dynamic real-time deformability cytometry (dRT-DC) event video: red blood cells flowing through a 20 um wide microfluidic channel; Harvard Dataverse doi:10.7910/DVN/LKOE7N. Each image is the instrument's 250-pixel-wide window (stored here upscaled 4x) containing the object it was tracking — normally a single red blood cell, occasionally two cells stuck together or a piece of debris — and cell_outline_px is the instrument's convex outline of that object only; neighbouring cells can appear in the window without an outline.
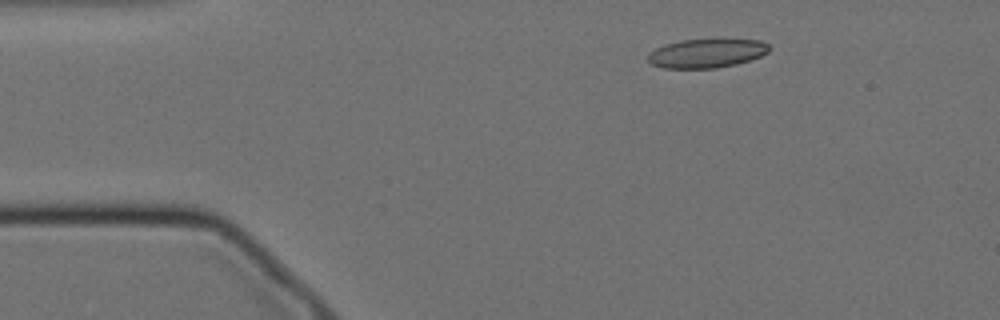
{"species": "Egyptian fruit bat (a non-hibernating species)", "species_latin": "Rousettus aegyptiacus", "temperature_condition": "cold", "stored_images_in_passage": 51, "camera_frame_rate_fps": 3000, "um_per_image_px": 0.085, "animal": {"sex": "female"}, "frame": {"image": 1, "passage_image": 2, "time_ms": 0.333, "image_size_px": [1000, 320], "cell_outline_px": [[772, 48], [768, 52], [760, 56], [736, 64], [716, 68], [664, 68], [652, 64], [648, 60], [648, 52], [664, 44], [680, 40], [760, 40], [768, 44]], "centroid_in_image_um": [60.05, 4.53], "position_along_channel_um": 25.0, "area_um2": 20.29}}
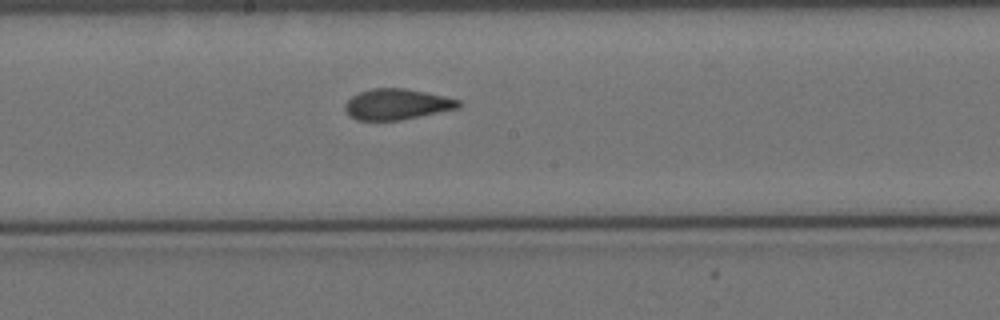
{"frame": {"image": 2, "passage_image": 23, "time_ms": 7.333, "image_size_px": [1000, 320], "cell_outline_px": [[460, 108], [400, 120], [356, 120], [348, 116], [344, 108], [344, 104], [352, 96], [360, 92], [372, 88], [404, 88], [444, 96], [460, 100]], "centroid_in_image_um": [33.71, 8.87], "position_along_channel_um": 214.5, "area_um2": 20.35}}
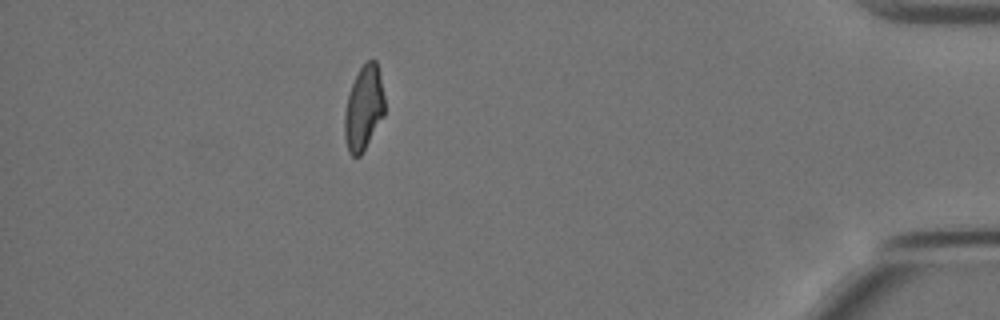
{"frame": {"image": 3, "passage_image": 44, "time_ms": 14.333, "image_size_px": [1000, 320], "cell_outline_px": [[384, 116], [360, 156], [352, 156], [348, 152], [344, 136], [344, 112], [348, 96], [352, 84], [360, 68], [368, 60], [376, 60], [380, 76], [384, 96]], "centroid_in_image_um": [30.91, 9.21], "position_along_channel_um": 404.3, "area_um2": 19.59}, "authors_computed_cell_mechanics": {"area_um2": 20.6924, "velocity_mm_per_s": 3.487, "shape_relaxation_time_tau1_ms": null, "shape_relaxation_time_tau2_ms": 1.5035, "deformation_change_tau1": null, "deformation_change_tau2": 0.0678}}